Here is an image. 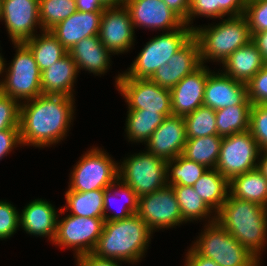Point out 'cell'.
<instances>
[{
	"instance_id": "6da1fadb",
	"label": "cell",
	"mask_w": 267,
	"mask_h": 266,
	"mask_svg": "<svg viewBox=\"0 0 267 266\" xmlns=\"http://www.w3.org/2000/svg\"><path fill=\"white\" fill-rule=\"evenodd\" d=\"M75 97L39 95L20 103L19 132L22 147L56 146L66 139L76 118Z\"/></svg>"
},
{
	"instance_id": "7a4b0ae2",
	"label": "cell",
	"mask_w": 267,
	"mask_h": 266,
	"mask_svg": "<svg viewBox=\"0 0 267 266\" xmlns=\"http://www.w3.org/2000/svg\"><path fill=\"white\" fill-rule=\"evenodd\" d=\"M153 234L137 214L126 219L104 221L101 236L92 254L136 265L148 252Z\"/></svg>"
},
{
	"instance_id": "3957f363",
	"label": "cell",
	"mask_w": 267,
	"mask_h": 266,
	"mask_svg": "<svg viewBox=\"0 0 267 266\" xmlns=\"http://www.w3.org/2000/svg\"><path fill=\"white\" fill-rule=\"evenodd\" d=\"M216 221L261 262L267 244V208L230 193Z\"/></svg>"
},
{
	"instance_id": "277c9868",
	"label": "cell",
	"mask_w": 267,
	"mask_h": 266,
	"mask_svg": "<svg viewBox=\"0 0 267 266\" xmlns=\"http://www.w3.org/2000/svg\"><path fill=\"white\" fill-rule=\"evenodd\" d=\"M215 24L198 25L193 36L200 46V61L221 65L235 50L252 40V34L244 15L229 16Z\"/></svg>"
},
{
	"instance_id": "5b68a950",
	"label": "cell",
	"mask_w": 267,
	"mask_h": 266,
	"mask_svg": "<svg viewBox=\"0 0 267 266\" xmlns=\"http://www.w3.org/2000/svg\"><path fill=\"white\" fill-rule=\"evenodd\" d=\"M190 247L220 266H261L262 262L217 221L204 224Z\"/></svg>"
},
{
	"instance_id": "8992f818",
	"label": "cell",
	"mask_w": 267,
	"mask_h": 266,
	"mask_svg": "<svg viewBox=\"0 0 267 266\" xmlns=\"http://www.w3.org/2000/svg\"><path fill=\"white\" fill-rule=\"evenodd\" d=\"M192 37L193 29L185 23L176 30L152 37L119 78L150 79L155 71L167 64Z\"/></svg>"
},
{
	"instance_id": "52a82bcc",
	"label": "cell",
	"mask_w": 267,
	"mask_h": 266,
	"mask_svg": "<svg viewBox=\"0 0 267 266\" xmlns=\"http://www.w3.org/2000/svg\"><path fill=\"white\" fill-rule=\"evenodd\" d=\"M15 56L5 63L0 91L19 103L42 95L41 71L33 53L24 43H12ZM16 48V49H15Z\"/></svg>"
},
{
	"instance_id": "ba28073f",
	"label": "cell",
	"mask_w": 267,
	"mask_h": 266,
	"mask_svg": "<svg viewBox=\"0 0 267 266\" xmlns=\"http://www.w3.org/2000/svg\"><path fill=\"white\" fill-rule=\"evenodd\" d=\"M72 169L67 187L71 191L105 190L118 179V162L104 147L88 148Z\"/></svg>"
},
{
	"instance_id": "9c48e42d",
	"label": "cell",
	"mask_w": 267,
	"mask_h": 266,
	"mask_svg": "<svg viewBox=\"0 0 267 266\" xmlns=\"http://www.w3.org/2000/svg\"><path fill=\"white\" fill-rule=\"evenodd\" d=\"M166 160L145 148L118 161V179L141 197L167 185Z\"/></svg>"
},
{
	"instance_id": "30bf717a",
	"label": "cell",
	"mask_w": 267,
	"mask_h": 266,
	"mask_svg": "<svg viewBox=\"0 0 267 266\" xmlns=\"http://www.w3.org/2000/svg\"><path fill=\"white\" fill-rule=\"evenodd\" d=\"M104 218L80 217L66 214L57 219L56 235L52 242L59 249L74 251L73 258L90 254L101 236Z\"/></svg>"
},
{
	"instance_id": "8fae6325",
	"label": "cell",
	"mask_w": 267,
	"mask_h": 266,
	"mask_svg": "<svg viewBox=\"0 0 267 266\" xmlns=\"http://www.w3.org/2000/svg\"><path fill=\"white\" fill-rule=\"evenodd\" d=\"M120 75L118 71L114 86L125 100L127 110L157 112L165 117L173 115L169 89L160 87L150 79L119 78Z\"/></svg>"
},
{
	"instance_id": "7c38bea8",
	"label": "cell",
	"mask_w": 267,
	"mask_h": 266,
	"mask_svg": "<svg viewBox=\"0 0 267 266\" xmlns=\"http://www.w3.org/2000/svg\"><path fill=\"white\" fill-rule=\"evenodd\" d=\"M261 149L250 131L223 137L217 169L229 181L257 168Z\"/></svg>"
},
{
	"instance_id": "4fadbf2b",
	"label": "cell",
	"mask_w": 267,
	"mask_h": 266,
	"mask_svg": "<svg viewBox=\"0 0 267 266\" xmlns=\"http://www.w3.org/2000/svg\"><path fill=\"white\" fill-rule=\"evenodd\" d=\"M136 214L153 233L187 224L182 219L175 193L169 185L139 197Z\"/></svg>"
},
{
	"instance_id": "5bb4252c",
	"label": "cell",
	"mask_w": 267,
	"mask_h": 266,
	"mask_svg": "<svg viewBox=\"0 0 267 266\" xmlns=\"http://www.w3.org/2000/svg\"><path fill=\"white\" fill-rule=\"evenodd\" d=\"M1 22L12 43H24L44 31L39 17V0H2Z\"/></svg>"
},
{
	"instance_id": "9a60e30c",
	"label": "cell",
	"mask_w": 267,
	"mask_h": 266,
	"mask_svg": "<svg viewBox=\"0 0 267 266\" xmlns=\"http://www.w3.org/2000/svg\"><path fill=\"white\" fill-rule=\"evenodd\" d=\"M135 32L129 11L124 4L103 11L98 36L113 56L125 54L134 48Z\"/></svg>"
},
{
	"instance_id": "2e32d148",
	"label": "cell",
	"mask_w": 267,
	"mask_h": 266,
	"mask_svg": "<svg viewBox=\"0 0 267 266\" xmlns=\"http://www.w3.org/2000/svg\"><path fill=\"white\" fill-rule=\"evenodd\" d=\"M124 6L129 11L134 30L169 32L184 24L162 0H124Z\"/></svg>"
},
{
	"instance_id": "e0dca14e",
	"label": "cell",
	"mask_w": 267,
	"mask_h": 266,
	"mask_svg": "<svg viewBox=\"0 0 267 266\" xmlns=\"http://www.w3.org/2000/svg\"><path fill=\"white\" fill-rule=\"evenodd\" d=\"M203 105L217 111L235 105H252L248 99L247 84L223 74L220 69L211 70L204 89Z\"/></svg>"
},
{
	"instance_id": "ac0fdd59",
	"label": "cell",
	"mask_w": 267,
	"mask_h": 266,
	"mask_svg": "<svg viewBox=\"0 0 267 266\" xmlns=\"http://www.w3.org/2000/svg\"><path fill=\"white\" fill-rule=\"evenodd\" d=\"M186 142L184 118L171 115L166 117L152 133L145 143V149L152 155L168 161L182 154Z\"/></svg>"
},
{
	"instance_id": "d6986e66",
	"label": "cell",
	"mask_w": 267,
	"mask_h": 266,
	"mask_svg": "<svg viewBox=\"0 0 267 266\" xmlns=\"http://www.w3.org/2000/svg\"><path fill=\"white\" fill-rule=\"evenodd\" d=\"M201 64L199 42L193 36L171 57L167 64H164L155 71L150 80L162 88L171 90Z\"/></svg>"
},
{
	"instance_id": "ffe728a7",
	"label": "cell",
	"mask_w": 267,
	"mask_h": 266,
	"mask_svg": "<svg viewBox=\"0 0 267 266\" xmlns=\"http://www.w3.org/2000/svg\"><path fill=\"white\" fill-rule=\"evenodd\" d=\"M207 78L208 66L201 64L170 90L173 115L184 117L203 106Z\"/></svg>"
},
{
	"instance_id": "44dd1931",
	"label": "cell",
	"mask_w": 267,
	"mask_h": 266,
	"mask_svg": "<svg viewBox=\"0 0 267 266\" xmlns=\"http://www.w3.org/2000/svg\"><path fill=\"white\" fill-rule=\"evenodd\" d=\"M23 208L19 211L20 228L31 236L48 238L52 243L61 208L57 209L50 201L42 198L30 201Z\"/></svg>"
},
{
	"instance_id": "7402d4cb",
	"label": "cell",
	"mask_w": 267,
	"mask_h": 266,
	"mask_svg": "<svg viewBox=\"0 0 267 266\" xmlns=\"http://www.w3.org/2000/svg\"><path fill=\"white\" fill-rule=\"evenodd\" d=\"M68 54L76 64L78 73L87 71L94 76L105 75L112 66V53L101 43L99 36L86 37L77 42Z\"/></svg>"
},
{
	"instance_id": "603a6c76",
	"label": "cell",
	"mask_w": 267,
	"mask_h": 266,
	"mask_svg": "<svg viewBox=\"0 0 267 266\" xmlns=\"http://www.w3.org/2000/svg\"><path fill=\"white\" fill-rule=\"evenodd\" d=\"M102 13L76 11L49 31L68 51L82 39L98 35Z\"/></svg>"
},
{
	"instance_id": "cb8c5ba5",
	"label": "cell",
	"mask_w": 267,
	"mask_h": 266,
	"mask_svg": "<svg viewBox=\"0 0 267 266\" xmlns=\"http://www.w3.org/2000/svg\"><path fill=\"white\" fill-rule=\"evenodd\" d=\"M79 73L72 57L63 58L41 72V89L45 95L75 97V84Z\"/></svg>"
},
{
	"instance_id": "d4e9b609",
	"label": "cell",
	"mask_w": 267,
	"mask_h": 266,
	"mask_svg": "<svg viewBox=\"0 0 267 266\" xmlns=\"http://www.w3.org/2000/svg\"><path fill=\"white\" fill-rule=\"evenodd\" d=\"M262 54L251 40L235 50L222 64L223 74L234 80L248 83L265 65Z\"/></svg>"
},
{
	"instance_id": "484cf974",
	"label": "cell",
	"mask_w": 267,
	"mask_h": 266,
	"mask_svg": "<svg viewBox=\"0 0 267 266\" xmlns=\"http://www.w3.org/2000/svg\"><path fill=\"white\" fill-rule=\"evenodd\" d=\"M138 198V195L131 189V187L125 185L119 179H117L113 184L110 185L109 188L105 189L104 220L113 221L126 219L136 214L138 209ZM117 199H119V201ZM121 200L125 201V203H123ZM116 204L119 205L116 206ZM112 208V211L114 212L110 211ZM115 208L116 210H114Z\"/></svg>"
},
{
	"instance_id": "4316f807",
	"label": "cell",
	"mask_w": 267,
	"mask_h": 266,
	"mask_svg": "<svg viewBox=\"0 0 267 266\" xmlns=\"http://www.w3.org/2000/svg\"><path fill=\"white\" fill-rule=\"evenodd\" d=\"M104 194L105 190L79 192L68 188L64 194L66 203L60 207V215L69 211L70 215L104 218Z\"/></svg>"
},
{
	"instance_id": "83f0119b",
	"label": "cell",
	"mask_w": 267,
	"mask_h": 266,
	"mask_svg": "<svg viewBox=\"0 0 267 266\" xmlns=\"http://www.w3.org/2000/svg\"><path fill=\"white\" fill-rule=\"evenodd\" d=\"M195 192L216 214L230 193L229 180L217 169H208L193 185Z\"/></svg>"
},
{
	"instance_id": "f1b7e54d",
	"label": "cell",
	"mask_w": 267,
	"mask_h": 266,
	"mask_svg": "<svg viewBox=\"0 0 267 266\" xmlns=\"http://www.w3.org/2000/svg\"><path fill=\"white\" fill-rule=\"evenodd\" d=\"M229 185L233 197L267 208V179L257 169L233 177Z\"/></svg>"
},
{
	"instance_id": "f546056e",
	"label": "cell",
	"mask_w": 267,
	"mask_h": 266,
	"mask_svg": "<svg viewBox=\"0 0 267 266\" xmlns=\"http://www.w3.org/2000/svg\"><path fill=\"white\" fill-rule=\"evenodd\" d=\"M179 204L182 219L186 223L204 222V224L216 221V214L205 204L193 186H171Z\"/></svg>"
},
{
	"instance_id": "4dcf8cb0",
	"label": "cell",
	"mask_w": 267,
	"mask_h": 266,
	"mask_svg": "<svg viewBox=\"0 0 267 266\" xmlns=\"http://www.w3.org/2000/svg\"><path fill=\"white\" fill-rule=\"evenodd\" d=\"M124 132L128 143H145L156 128L163 123L165 116L157 112H143V110H128Z\"/></svg>"
},
{
	"instance_id": "1f68e13d",
	"label": "cell",
	"mask_w": 267,
	"mask_h": 266,
	"mask_svg": "<svg viewBox=\"0 0 267 266\" xmlns=\"http://www.w3.org/2000/svg\"><path fill=\"white\" fill-rule=\"evenodd\" d=\"M24 44L33 53L41 72L52 66V64H55V62L68 53L49 30H44L41 34H36L34 37L25 41Z\"/></svg>"
},
{
	"instance_id": "d6a6232c",
	"label": "cell",
	"mask_w": 267,
	"mask_h": 266,
	"mask_svg": "<svg viewBox=\"0 0 267 266\" xmlns=\"http://www.w3.org/2000/svg\"><path fill=\"white\" fill-rule=\"evenodd\" d=\"M222 140L223 137L219 135L187 139L181 155L208 169H215Z\"/></svg>"
},
{
	"instance_id": "836d02e7",
	"label": "cell",
	"mask_w": 267,
	"mask_h": 266,
	"mask_svg": "<svg viewBox=\"0 0 267 266\" xmlns=\"http://www.w3.org/2000/svg\"><path fill=\"white\" fill-rule=\"evenodd\" d=\"M252 105H235L215 111L217 133L225 137L249 130Z\"/></svg>"
},
{
	"instance_id": "e575fe53",
	"label": "cell",
	"mask_w": 267,
	"mask_h": 266,
	"mask_svg": "<svg viewBox=\"0 0 267 266\" xmlns=\"http://www.w3.org/2000/svg\"><path fill=\"white\" fill-rule=\"evenodd\" d=\"M207 170L204 165L178 155L166 162L167 185L193 186Z\"/></svg>"
},
{
	"instance_id": "d590c367",
	"label": "cell",
	"mask_w": 267,
	"mask_h": 266,
	"mask_svg": "<svg viewBox=\"0 0 267 266\" xmlns=\"http://www.w3.org/2000/svg\"><path fill=\"white\" fill-rule=\"evenodd\" d=\"M183 118L187 139L218 135L215 110L210 107L200 106Z\"/></svg>"
},
{
	"instance_id": "8d00e7d4",
	"label": "cell",
	"mask_w": 267,
	"mask_h": 266,
	"mask_svg": "<svg viewBox=\"0 0 267 266\" xmlns=\"http://www.w3.org/2000/svg\"><path fill=\"white\" fill-rule=\"evenodd\" d=\"M76 11L75 0H39V17L43 30H50Z\"/></svg>"
},
{
	"instance_id": "74e56055",
	"label": "cell",
	"mask_w": 267,
	"mask_h": 266,
	"mask_svg": "<svg viewBox=\"0 0 267 266\" xmlns=\"http://www.w3.org/2000/svg\"><path fill=\"white\" fill-rule=\"evenodd\" d=\"M249 131L261 151L267 150V104L251 106Z\"/></svg>"
},
{
	"instance_id": "f35d334b",
	"label": "cell",
	"mask_w": 267,
	"mask_h": 266,
	"mask_svg": "<svg viewBox=\"0 0 267 266\" xmlns=\"http://www.w3.org/2000/svg\"><path fill=\"white\" fill-rule=\"evenodd\" d=\"M17 207L7 200H0V241L10 239L20 229Z\"/></svg>"
},
{
	"instance_id": "ab89813d",
	"label": "cell",
	"mask_w": 267,
	"mask_h": 266,
	"mask_svg": "<svg viewBox=\"0 0 267 266\" xmlns=\"http://www.w3.org/2000/svg\"><path fill=\"white\" fill-rule=\"evenodd\" d=\"M243 15L251 33L267 31V0H246Z\"/></svg>"
},
{
	"instance_id": "60d3db41",
	"label": "cell",
	"mask_w": 267,
	"mask_h": 266,
	"mask_svg": "<svg viewBox=\"0 0 267 266\" xmlns=\"http://www.w3.org/2000/svg\"><path fill=\"white\" fill-rule=\"evenodd\" d=\"M20 103L0 91V131L19 129Z\"/></svg>"
},
{
	"instance_id": "b9f144b4",
	"label": "cell",
	"mask_w": 267,
	"mask_h": 266,
	"mask_svg": "<svg viewBox=\"0 0 267 266\" xmlns=\"http://www.w3.org/2000/svg\"><path fill=\"white\" fill-rule=\"evenodd\" d=\"M247 92L252 105L267 104V63L247 83Z\"/></svg>"
},
{
	"instance_id": "7bdbcfd3",
	"label": "cell",
	"mask_w": 267,
	"mask_h": 266,
	"mask_svg": "<svg viewBox=\"0 0 267 266\" xmlns=\"http://www.w3.org/2000/svg\"><path fill=\"white\" fill-rule=\"evenodd\" d=\"M200 17L216 19V0H190L188 26L194 30L196 25H192L193 21Z\"/></svg>"
},
{
	"instance_id": "ee69618b",
	"label": "cell",
	"mask_w": 267,
	"mask_h": 266,
	"mask_svg": "<svg viewBox=\"0 0 267 266\" xmlns=\"http://www.w3.org/2000/svg\"><path fill=\"white\" fill-rule=\"evenodd\" d=\"M246 0H216V19L244 14Z\"/></svg>"
},
{
	"instance_id": "f6af8a7d",
	"label": "cell",
	"mask_w": 267,
	"mask_h": 266,
	"mask_svg": "<svg viewBox=\"0 0 267 266\" xmlns=\"http://www.w3.org/2000/svg\"><path fill=\"white\" fill-rule=\"evenodd\" d=\"M22 148L19 129L0 131V160L7 157L17 147Z\"/></svg>"
},
{
	"instance_id": "bcb514c9",
	"label": "cell",
	"mask_w": 267,
	"mask_h": 266,
	"mask_svg": "<svg viewBox=\"0 0 267 266\" xmlns=\"http://www.w3.org/2000/svg\"><path fill=\"white\" fill-rule=\"evenodd\" d=\"M76 266H122V262L113 259L99 258L92 253L75 259Z\"/></svg>"
},
{
	"instance_id": "7dc6e473",
	"label": "cell",
	"mask_w": 267,
	"mask_h": 266,
	"mask_svg": "<svg viewBox=\"0 0 267 266\" xmlns=\"http://www.w3.org/2000/svg\"><path fill=\"white\" fill-rule=\"evenodd\" d=\"M185 259H183L184 266H220L217 265L212 259L198 255L191 247H187Z\"/></svg>"
},
{
	"instance_id": "c3c4849f",
	"label": "cell",
	"mask_w": 267,
	"mask_h": 266,
	"mask_svg": "<svg viewBox=\"0 0 267 266\" xmlns=\"http://www.w3.org/2000/svg\"><path fill=\"white\" fill-rule=\"evenodd\" d=\"M186 25H188V11L190 0H162Z\"/></svg>"
},
{
	"instance_id": "681fc988",
	"label": "cell",
	"mask_w": 267,
	"mask_h": 266,
	"mask_svg": "<svg viewBox=\"0 0 267 266\" xmlns=\"http://www.w3.org/2000/svg\"><path fill=\"white\" fill-rule=\"evenodd\" d=\"M77 11L80 12H103L106 8L99 0H75Z\"/></svg>"
},
{
	"instance_id": "f907efd6",
	"label": "cell",
	"mask_w": 267,
	"mask_h": 266,
	"mask_svg": "<svg viewBox=\"0 0 267 266\" xmlns=\"http://www.w3.org/2000/svg\"><path fill=\"white\" fill-rule=\"evenodd\" d=\"M251 34L252 41L255 43L259 52L262 54L264 61L267 63V31Z\"/></svg>"
},
{
	"instance_id": "816d5d0a",
	"label": "cell",
	"mask_w": 267,
	"mask_h": 266,
	"mask_svg": "<svg viewBox=\"0 0 267 266\" xmlns=\"http://www.w3.org/2000/svg\"><path fill=\"white\" fill-rule=\"evenodd\" d=\"M256 169L267 179V150L261 151Z\"/></svg>"
},
{
	"instance_id": "f5cc1de1",
	"label": "cell",
	"mask_w": 267,
	"mask_h": 266,
	"mask_svg": "<svg viewBox=\"0 0 267 266\" xmlns=\"http://www.w3.org/2000/svg\"><path fill=\"white\" fill-rule=\"evenodd\" d=\"M105 8L117 7L124 4V0H99Z\"/></svg>"
},
{
	"instance_id": "db71d44e",
	"label": "cell",
	"mask_w": 267,
	"mask_h": 266,
	"mask_svg": "<svg viewBox=\"0 0 267 266\" xmlns=\"http://www.w3.org/2000/svg\"><path fill=\"white\" fill-rule=\"evenodd\" d=\"M1 51H2V49L0 50V77H1L0 78V89H1V86L3 84V79H4V77H2V76H4L5 63L7 62L6 59L4 58V55L2 54Z\"/></svg>"
},
{
	"instance_id": "11a10c76",
	"label": "cell",
	"mask_w": 267,
	"mask_h": 266,
	"mask_svg": "<svg viewBox=\"0 0 267 266\" xmlns=\"http://www.w3.org/2000/svg\"><path fill=\"white\" fill-rule=\"evenodd\" d=\"M2 20V0H0V22Z\"/></svg>"
}]
</instances>
